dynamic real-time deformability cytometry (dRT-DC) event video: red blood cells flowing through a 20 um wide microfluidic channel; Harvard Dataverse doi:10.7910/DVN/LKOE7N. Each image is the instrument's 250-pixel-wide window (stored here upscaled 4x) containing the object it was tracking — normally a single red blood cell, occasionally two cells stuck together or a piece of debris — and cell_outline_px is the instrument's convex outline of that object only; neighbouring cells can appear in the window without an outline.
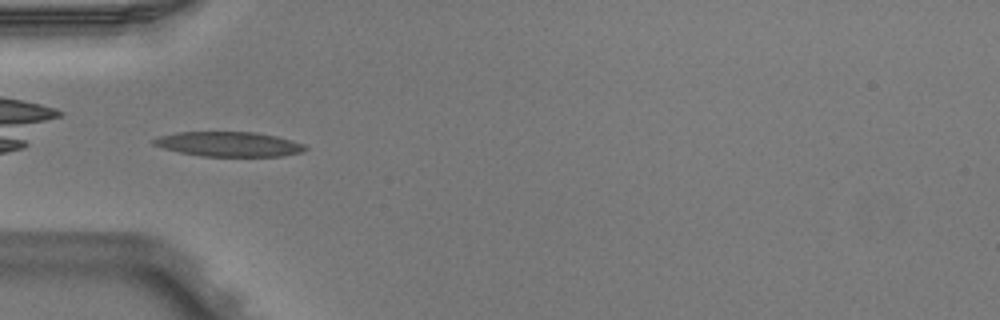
{"species": "Egyptian fruit bat (a non-hibernating species)", "species_latin": "Rousettus aegyptiacus", "temperature_condition": "warm", "stored_images_in_passage": 4, "camera_frame_rate_fps": 3000, "um_per_image_px": 0.085, "animal": {"sex": "male"}, "frame": {"image": 1, "passage_image": 4, "time_ms": 1.0, "image_size_px": [1000, 320], "cell_outline_px": [[308, 148], [304, 152], [284, 156], [204, 156], [180, 152], [164, 148], [152, 144], [152, 140], [160, 136], [176, 132], [256, 132], [276, 136], [292, 140], [304, 144]], "centroid_in_image_um": [19.5, 12.25], "position_along_channel_um": 65.5, "area_um2": 21.85}}